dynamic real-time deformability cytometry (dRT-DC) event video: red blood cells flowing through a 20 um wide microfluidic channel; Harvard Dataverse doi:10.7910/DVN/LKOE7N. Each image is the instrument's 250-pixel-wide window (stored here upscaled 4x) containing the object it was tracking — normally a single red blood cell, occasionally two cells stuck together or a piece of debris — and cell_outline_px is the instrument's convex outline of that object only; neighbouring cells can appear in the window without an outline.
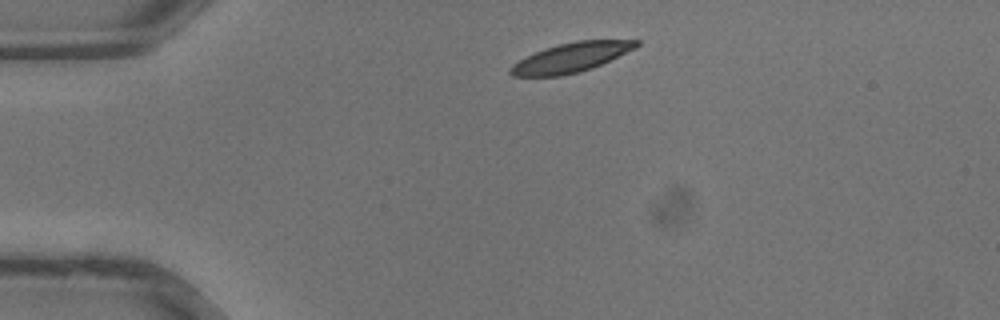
{"species": "common noctule bat (a hibernating species)", "species_latin": "Nyctalus noctula", "temperature_condition": "warm", "stored_images_in_passage": 25, "camera_frame_rate_fps": 3000, "um_per_image_px": 0.085, "animal": {"sex": "male", "body_mass_g": 13.3}, "frame": {"image": 1, "passage_image": 1, "time_ms": 0.0, "image_size_px": [1000, 320], "cell_outline_px": [[640, 44], [592, 68], [560, 76], [512, 76], [508, 72], [508, 68], [512, 64], [544, 48], [576, 40], [640, 40]], "centroid_in_image_um": [48.46, 4.89], "position_along_channel_um": 36.5, "area_um2": 21.04}}
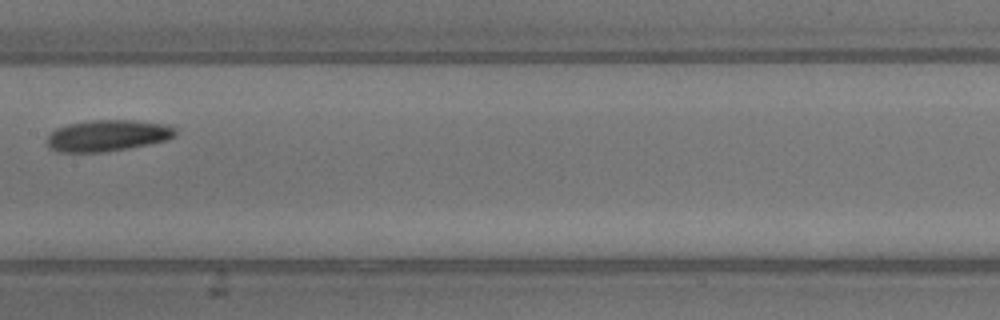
{"frame": {"image": 2, "passage_image": 12, "time_ms": 3.667, "image_size_px": [1000, 320], "cell_outline_px": [[176, 136], [168, 140], [128, 148], [104, 152], [56, 152], [48, 148], [48, 136], [56, 128], [68, 124], [92, 120], [136, 120], [164, 124], [176, 128]], "centroid_in_image_um": [9.15, 11.52], "position_along_channel_um": 198.2, "area_um2": 23.52}}
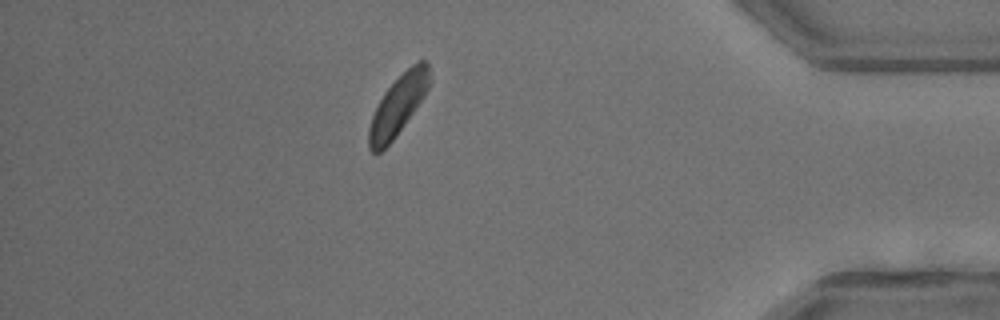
{"frame": {"image": 3, "passage_image": 25, "time_ms": 8.0, "image_size_px": [1000, 320], "cell_outline_px": [[428, 88], [424, 96], [404, 124], [392, 140], [380, 152], [372, 152], [368, 148], [368, 128], [372, 116], [384, 92], [412, 64], [420, 60], [424, 60], [428, 64]], "centroid_in_image_um": [33.79, 8.97], "position_along_channel_um": 401.4, "area_um2": 20.35}}